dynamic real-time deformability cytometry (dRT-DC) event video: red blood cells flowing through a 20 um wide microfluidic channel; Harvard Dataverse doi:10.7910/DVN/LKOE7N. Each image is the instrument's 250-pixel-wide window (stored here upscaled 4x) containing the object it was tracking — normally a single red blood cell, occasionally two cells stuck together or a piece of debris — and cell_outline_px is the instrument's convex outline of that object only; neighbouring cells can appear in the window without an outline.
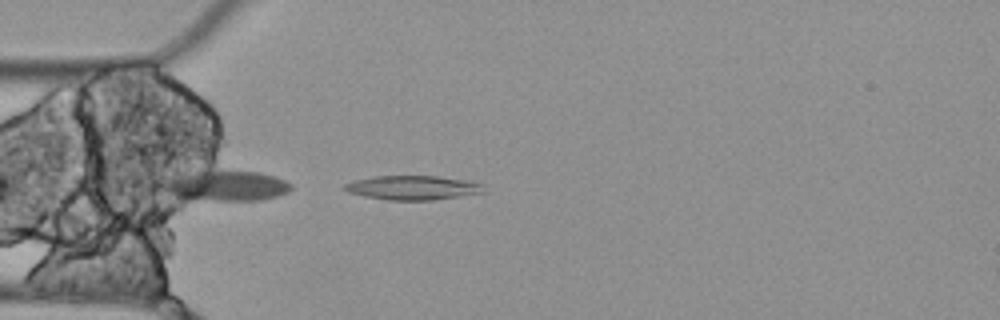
{"species": "Egyptian fruit bat (a non-hibernating species)", "species_latin": "Rousettus aegyptiacus", "temperature_condition": "cold", "stored_images_in_passage": 4, "camera_frame_rate_fps": 3000, "um_per_image_px": 0.085, "animal": {"sex": "female"}, "frame": {"image": 1, "passage_image": 4, "time_ms": 1.0, "image_size_px": [1000, 320], "cell_outline_px": [[484, 192], [432, 200], [388, 200], [364, 196], [348, 192], [344, 188], [344, 184], [352, 180], [376, 176], [436, 176], [468, 180], [484, 184]], "centroid_in_image_um": [35.08, 15.95], "position_along_channel_um": 49.9, "area_um2": 19.59}}